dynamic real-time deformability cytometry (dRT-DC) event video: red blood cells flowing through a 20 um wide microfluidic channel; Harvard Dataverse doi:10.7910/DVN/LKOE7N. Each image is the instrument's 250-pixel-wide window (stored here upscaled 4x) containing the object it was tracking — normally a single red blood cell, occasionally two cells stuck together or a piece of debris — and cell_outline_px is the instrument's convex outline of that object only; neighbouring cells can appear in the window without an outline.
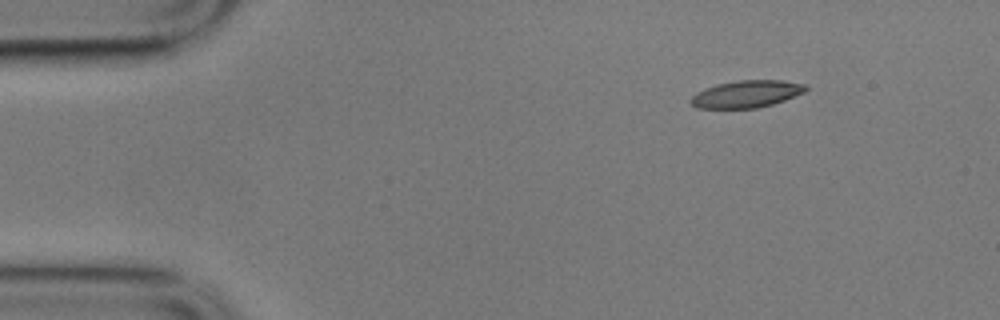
{"species": "common noctule bat (a hibernating species)", "species_latin": "Nyctalus noctula", "temperature_condition": "cold", "stored_images_in_passage": 4, "camera_frame_rate_fps": 3000, "um_per_image_px": 0.085, "animal": {"sex": "male", "body_mass_g": 17.9}, "frame": {"image": 1, "passage_image": 1, "time_ms": 0.0, "image_size_px": [1000, 320], "cell_outline_px": [[808, 88], [804, 92], [784, 100], [772, 104], [756, 108], [696, 108], [688, 100], [696, 92], [704, 88], [716, 84], [736, 80], [780, 80], [808, 84]], "centroid_in_image_um": [63.43, 7.98], "position_along_channel_um": 21.6, "area_um2": 18.32}}
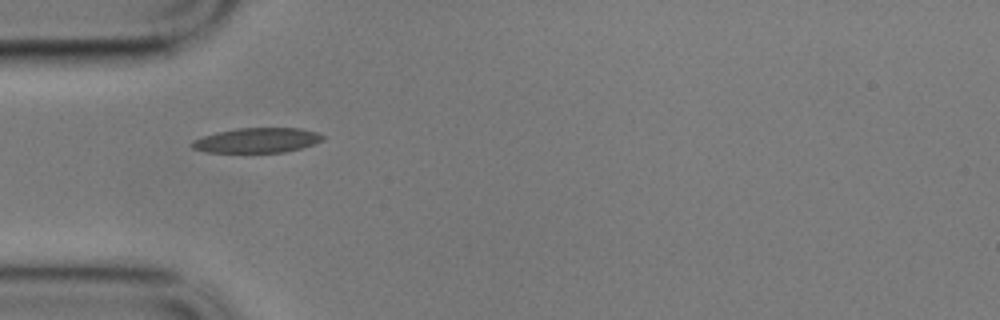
{"frame": {"image": 2, "passage_image": 3, "time_ms": 0.667, "image_size_px": [1000, 320], "cell_outline_px": [[324, 140], [300, 148], [284, 152], [204, 152], [192, 148], [188, 144], [192, 140], [216, 132], [236, 128], [300, 128], [316, 132], [324, 136]], "centroid_in_image_um": [21.8, 11.92], "position_along_channel_um": 63.2, "area_um2": 18.96}}